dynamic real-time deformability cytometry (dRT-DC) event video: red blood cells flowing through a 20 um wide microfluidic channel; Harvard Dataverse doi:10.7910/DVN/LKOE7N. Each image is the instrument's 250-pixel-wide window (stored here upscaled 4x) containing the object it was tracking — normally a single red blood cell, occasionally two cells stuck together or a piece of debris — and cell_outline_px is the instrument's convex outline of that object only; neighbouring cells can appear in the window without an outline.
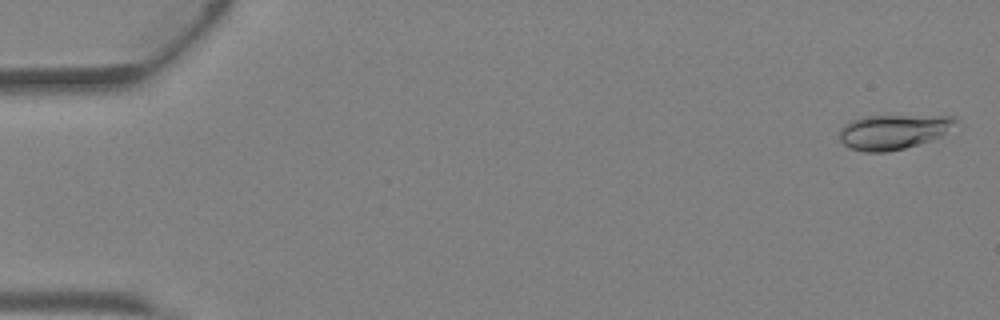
{"species": "Egyptian fruit bat (a non-hibernating species)", "species_latin": "Rousettus aegyptiacus", "temperature_condition": "warm", "stored_images_in_passage": 3, "camera_frame_rate_fps": 3000, "um_per_image_px": 0.085, "animal": {"sex": "female"}, "frame": {"image": 1, "passage_image": 1, "time_ms": 0.0, "image_size_px": [1000, 320], "cell_outline_px": [[960, 120], [940, 136], [932, 140], [904, 148], [888, 152], [864, 152], [848, 148], [840, 140], [840, 128], [844, 124], [852, 120], [864, 116], [956, 116]], "centroid_in_image_um": [75.91, 11.2], "position_along_channel_um": 9.1, "area_um2": 23.52}}